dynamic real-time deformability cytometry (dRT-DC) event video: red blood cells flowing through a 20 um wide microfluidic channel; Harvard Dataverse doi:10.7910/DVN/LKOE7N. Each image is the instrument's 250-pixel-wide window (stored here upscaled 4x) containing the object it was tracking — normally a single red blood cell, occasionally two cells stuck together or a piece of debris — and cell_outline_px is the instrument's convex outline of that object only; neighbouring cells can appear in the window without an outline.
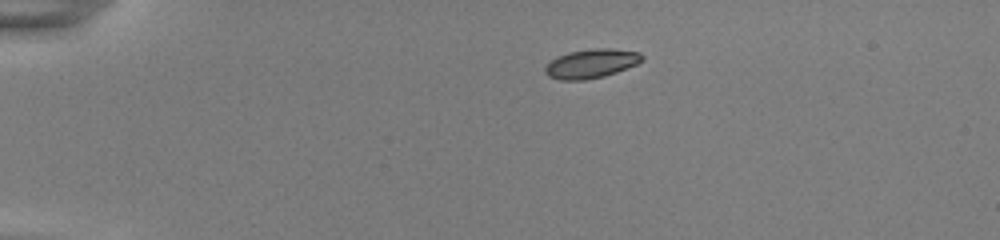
{"species": "common noctule bat (a hibernating species)", "species_latin": "Nyctalus noctula", "temperature_condition": "room temperature", "stored_images_in_passage": 43, "camera_frame_rate_fps": 3000, "um_per_image_px": 0.085, "animal": {"sex": "female", "body_mass_g": 22.0, "forearm_length_mm": 56.7}, "frame": {"image": 1, "passage_image": 1, "time_ms": 0.0, "image_size_px": [1000, 240], "cell_outline_px": [[644, 60], [636, 64], [616, 72], [604, 76], [584, 80], [560, 80], [548, 76], [544, 72], [544, 68], [556, 56], [568, 52], [592, 48], [612, 48], [640, 52], [644, 56]], "centroid_in_image_um": [50.26, 5.39], "position_along_channel_um": 34.7, "area_um2": 16.53}}
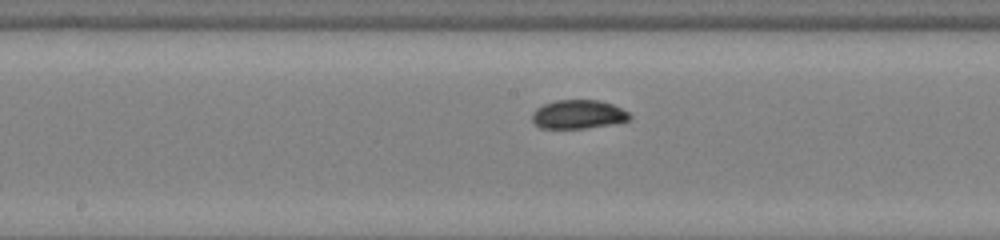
{"frame": {"image": 2, "passage_image": 19, "time_ms": 6.0, "image_size_px": [1000, 240], "cell_outline_px": [[632, 116], [628, 120], [612, 124], [584, 128], [540, 128], [532, 120], [532, 112], [536, 108], [544, 104], [556, 100], [600, 100], [612, 104], [628, 112]], "centroid_in_image_um": [49.14, 9.71], "position_along_channel_um": 199.1, "area_um2": 16.3}}
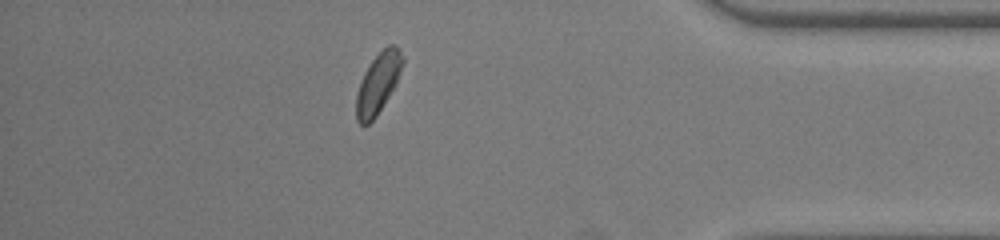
{"frame": {"image": 3, "passage_image": 37, "time_ms": 12.0, "image_size_px": [1000, 240], "cell_outline_px": [[404, 60], [396, 84], [376, 116], [368, 124], [360, 124], [356, 120], [356, 96], [364, 72], [372, 60], [388, 44], [392, 44], [400, 48], [404, 56]], "centroid_in_image_um": [32.15, 7.05], "position_along_channel_um": 403.1, "area_um2": 16.13}, "authors_computed_cell_mechanics": {"area_um2": 16.184, "velocity_mm_per_s": 3.8346, "shape_relaxation_time_tau1_ms": 1.7041, "shape_relaxation_time_tau2_ms": null, "deformation_change_tau1": 0.0928, "deformation_change_tau2": null}}